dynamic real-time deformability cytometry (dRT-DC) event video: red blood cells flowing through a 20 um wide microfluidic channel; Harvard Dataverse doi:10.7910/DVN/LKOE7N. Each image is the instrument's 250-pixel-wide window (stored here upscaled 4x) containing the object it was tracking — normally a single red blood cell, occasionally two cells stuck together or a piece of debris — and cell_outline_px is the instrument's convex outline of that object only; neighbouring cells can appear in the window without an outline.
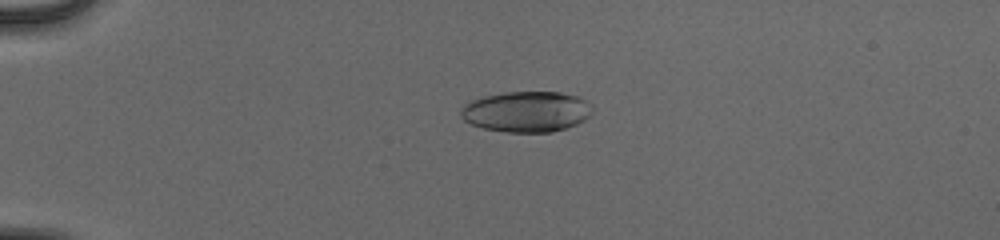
{"species": "human", "species_latin": "Homo sapiens", "temperature_condition": "cold", "stored_images_in_passage": 55, "camera_frame_rate_fps": 3000, "um_per_image_px": 0.085, "donor": {"sex": "male"}, "frame": {"image": 1, "passage_image": 15, "time_ms": 4.667, "image_size_px": [1000, 240], "cell_outline_px": [[592, 112], [584, 120], [576, 124], [552, 132], [508, 132], [484, 128], [472, 124], [464, 120], [460, 116], [460, 108], [464, 104], [472, 100], [484, 96], [504, 92], [560, 92], [580, 96], [592, 108]], "centroid_in_image_um": [44.73, 9.48], "position_along_channel_um": 40.3, "area_um2": 31.15}}
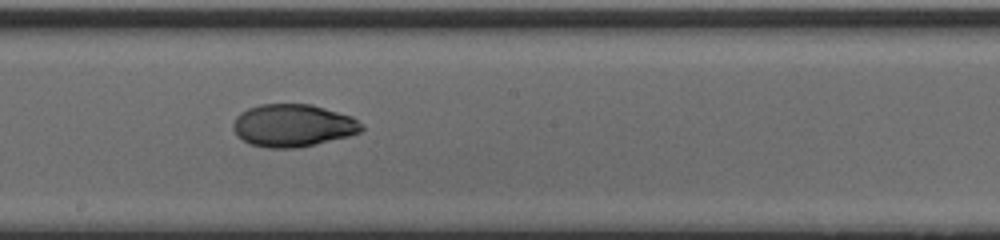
{"frame": {"image": 2, "passage_image": 33, "time_ms": 10.667, "image_size_px": [1000, 240], "cell_outline_px": [[364, 128], [360, 132], [348, 136], [316, 144], [296, 148], [268, 148], [248, 144], [232, 128], [232, 124], [236, 116], [240, 112], [248, 108], [260, 104], [312, 104], [352, 116], [364, 124]], "centroid_in_image_um": [24.91, 10.66], "position_along_channel_um": 223.3, "area_um2": 32.02}}
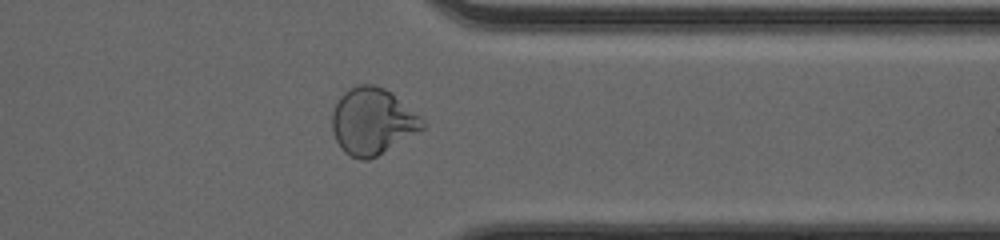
{"frame": {"image": 3, "passage_image": 45, "time_ms": 14.667, "image_size_px": [1000, 240], "cell_outline_px": [[424, 128], [376, 156], [368, 160], [360, 160], [344, 152], [336, 140], [332, 132], [332, 112], [340, 96], [344, 92], [360, 84], [372, 84], [384, 88], [420, 116], [424, 120]], "centroid_in_image_um": [31.62, 10.32], "position_along_channel_um": 379.8, "area_um2": 34.45}, "authors_computed_cell_mechanics": {"area_um2": 32.2524, "velocity_mm_per_s": 3.9473, "shape_relaxation_time_tau1_ms": 6.5909, "shape_relaxation_time_tau2_ms": 1.2371, "deformation_change_tau1": 0.2268, "deformation_change_tau2": 0.0463}}